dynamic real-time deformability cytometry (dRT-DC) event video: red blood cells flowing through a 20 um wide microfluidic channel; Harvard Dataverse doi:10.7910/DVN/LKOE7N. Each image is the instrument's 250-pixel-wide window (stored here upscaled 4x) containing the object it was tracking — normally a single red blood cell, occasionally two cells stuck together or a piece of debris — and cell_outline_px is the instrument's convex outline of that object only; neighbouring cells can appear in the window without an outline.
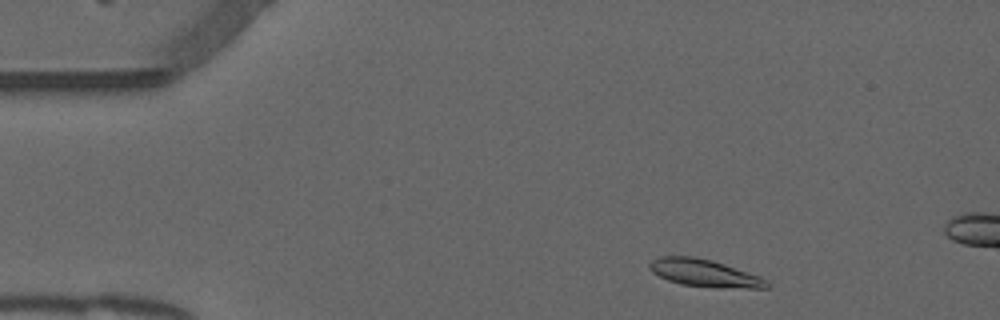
{"species": "common noctule bat (a hibernating species)", "species_latin": "Nyctalus noctula", "temperature_condition": "warm", "stored_images_in_passage": 12, "camera_frame_rate_fps": 3000, "um_per_image_px": 0.085, "animal": {"sex": "male", "forearm_length_mm": 52.5}, "frame": {"image": 1, "passage_image": 3, "time_ms": 0.667, "image_size_px": [1000, 320], "cell_outline_px": [[768, 288], [716, 288], [680, 284], [668, 280], [652, 272], [648, 268], [648, 264], [652, 260], [660, 256], [692, 256], [712, 260], [760, 276], [768, 284]], "centroid_in_image_um": [59.84, 23.21], "position_along_channel_um": 25.2, "area_um2": 18.67}}